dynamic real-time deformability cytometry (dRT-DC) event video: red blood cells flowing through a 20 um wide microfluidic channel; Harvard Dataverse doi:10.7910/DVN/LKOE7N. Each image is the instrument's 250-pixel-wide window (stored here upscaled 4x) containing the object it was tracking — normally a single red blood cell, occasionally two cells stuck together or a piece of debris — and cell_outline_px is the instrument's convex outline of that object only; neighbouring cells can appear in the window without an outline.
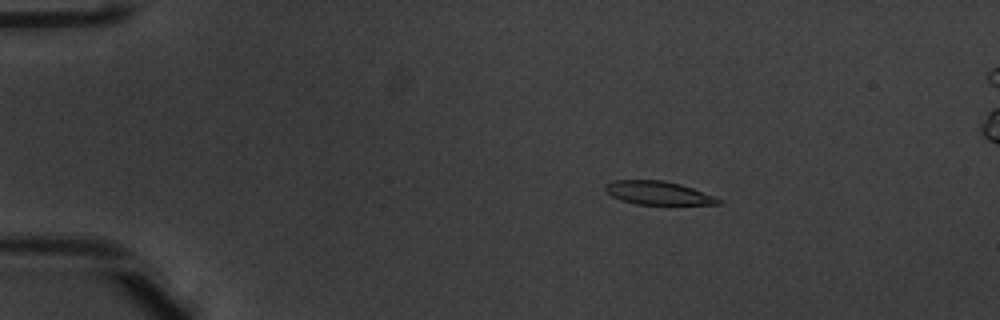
{"species": "common noctule bat (a hibernating species)", "species_latin": "Nyctalus noctula", "temperature_condition": "warm", "stored_images_in_passage": 44, "camera_frame_rate_fps": 3000, "um_per_image_px": 0.085, "animal": {"sex": "male", "body_mass_g": 20.1, "forearm_length_mm": 53.5}, "frame": {"image": 1, "passage_image": 1, "time_ms": 0.0, "image_size_px": [1000, 320], "cell_outline_px": [[724, 204], [636, 204], [620, 200], [612, 196], [604, 188], [604, 184], [612, 180], [664, 180], [680, 184], [716, 196], [724, 200]], "centroid_in_image_um": [55.96, 16.4], "position_along_channel_um": 29.0, "area_um2": 15.55}}
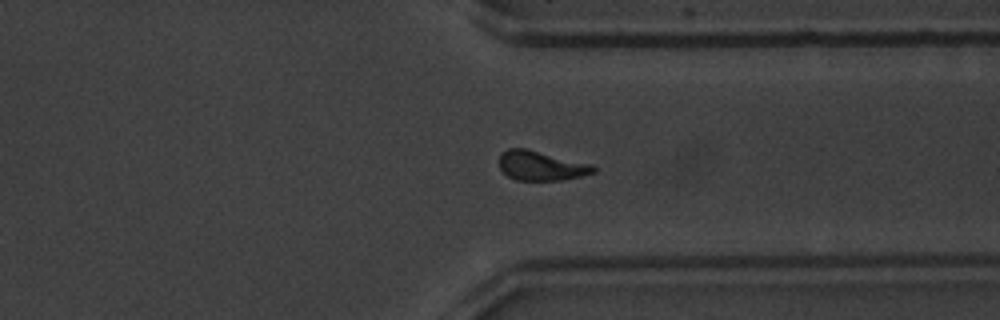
{"frame": {"image": 2, "passage_image": 32, "time_ms": 10.333, "image_size_px": [1000, 320], "cell_outline_px": [[596, 172], [564, 180], [516, 180], [508, 176], [500, 168], [500, 156], [508, 148], [528, 148], [592, 164], [596, 168]], "centroid_in_image_um": [46.02, 14.08], "position_along_channel_um": 365.4, "area_um2": 16.24}}
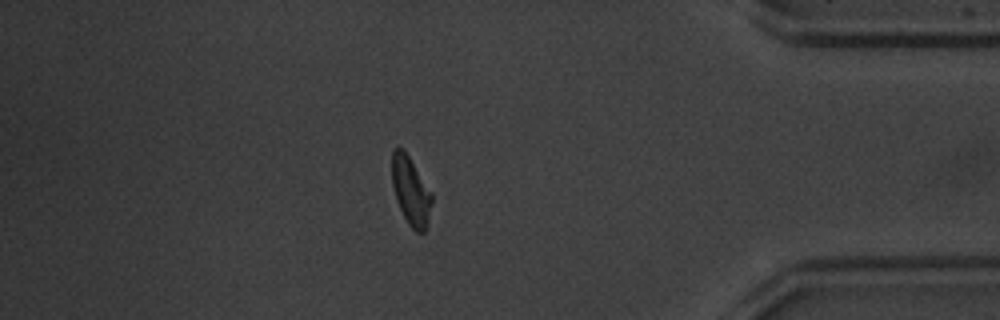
{"frame": {"image": 3, "passage_image": 37, "time_ms": 12.0, "image_size_px": [1000, 320], "cell_outline_px": [[432, 200], [428, 224], [424, 232], [416, 232], [408, 224], [396, 200], [392, 184], [392, 148], [400, 148], [408, 156], [432, 192]], "centroid_in_image_um": [34.92, 16.26], "position_along_channel_um": 400.3, "area_um2": 15.72}, "authors_computed_cell_mechanics": {"area_um2": 16.2707, "velocity_mm_per_s": 3.93, "shape_relaxation_time_tau1_ms": 3.0229, "shape_relaxation_time_tau2_ms": 2.1114, "deformation_change_tau1": 0.1744, "deformation_change_tau2": 0.1024}}